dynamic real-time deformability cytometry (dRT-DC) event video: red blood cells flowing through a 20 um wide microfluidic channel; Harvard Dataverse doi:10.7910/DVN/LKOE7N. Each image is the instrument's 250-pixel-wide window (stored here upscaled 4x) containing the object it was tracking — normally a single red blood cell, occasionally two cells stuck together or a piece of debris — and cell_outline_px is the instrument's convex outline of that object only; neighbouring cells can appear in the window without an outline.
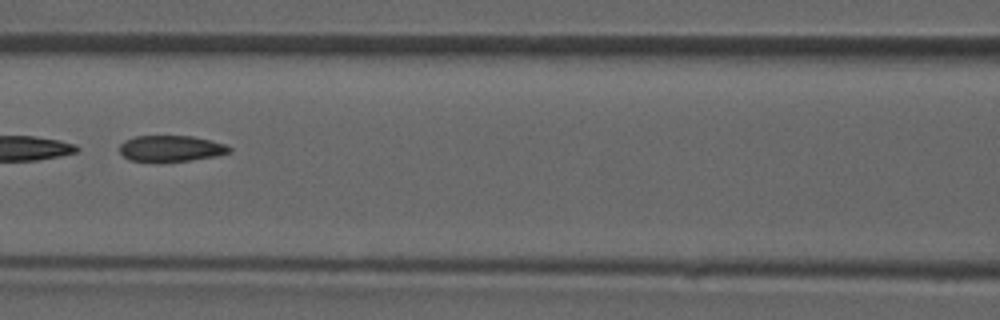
{"species": "common noctule bat (a hibernating species)", "species_latin": "Nyctalus noctula", "temperature_condition": "room temperature", "stored_images_in_passage": 47, "camera_frame_rate_fps": 3000, "um_per_image_px": 0.085, "animal": {"sex": "male", "forearm_length_mm": 52.5}, "frame": {"image": 1, "passage_image": 21, "time_ms": 6.667, "image_size_px": [1000, 320], "cell_outline_px": [[232, 152], [216, 156], [192, 160], [128, 160], [120, 152], [120, 144], [124, 140], [136, 136], [192, 136], [224, 144], [232, 148]], "centroid_in_image_um": [14.54, 12.6], "position_along_channel_um": 152.1, "area_um2": 16.3}}